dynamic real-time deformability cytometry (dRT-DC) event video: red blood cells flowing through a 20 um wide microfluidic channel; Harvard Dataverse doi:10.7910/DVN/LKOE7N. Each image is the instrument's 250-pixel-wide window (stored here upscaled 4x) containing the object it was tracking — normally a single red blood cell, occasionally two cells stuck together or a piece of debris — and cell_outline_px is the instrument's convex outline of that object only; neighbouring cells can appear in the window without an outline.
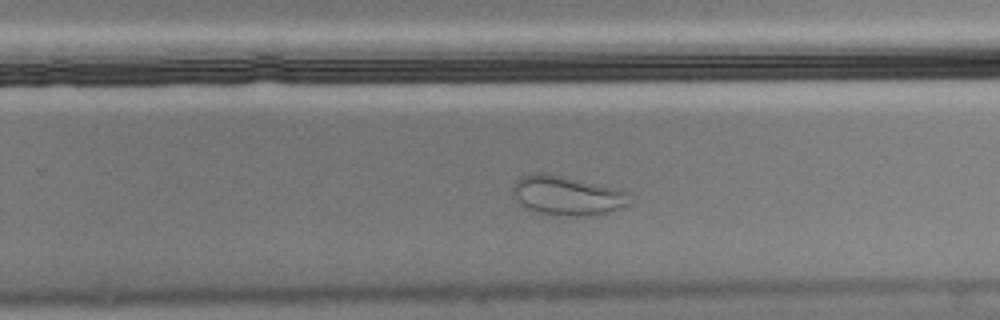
{"species": "Egyptian fruit bat (a non-hibernating species)", "species_latin": "Rousettus aegyptiacus", "temperature_condition": "cold", "stored_images_in_passage": 51, "camera_frame_rate_fps": 3000, "um_per_image_px": 0.085, "animal": {"sex": "male"}, "frame": {"image": 1, "passage_image": 30, "time_ms": 9.667, "image_size_px": [1000, 320], "cell_outline_px": [[632, 200], [628, 204], [608, 212], [584, 216], [556, 216], [540, 212], [528, 208], [516, 200], [512, 192], [516, 180], [520, 176], [532, 172], [548, 172], [628, 192]], "centroid_in_image_um": [48.16, 16.61], "position_along_channel_um": 281.6, "area_um2": 26.65}}